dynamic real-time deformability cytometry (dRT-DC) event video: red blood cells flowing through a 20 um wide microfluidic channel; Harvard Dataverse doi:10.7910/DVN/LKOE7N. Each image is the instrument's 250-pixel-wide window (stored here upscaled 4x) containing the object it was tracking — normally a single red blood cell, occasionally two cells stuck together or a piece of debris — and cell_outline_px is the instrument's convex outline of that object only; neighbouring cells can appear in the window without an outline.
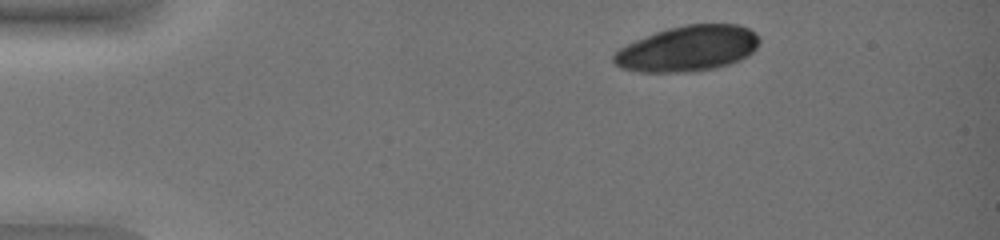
{"species": "common noctule bat (a hibernating species)", "species_latin": "Nyctalus noctula", "temperature_condition": "warm", "stored_images_in_passage": 33, "camera_frame_rate_fps": 3000, "um_per_image_px": 0.085, "animal": {"sex": "female", "body_mass_g": 19.0, "forearm_length_mm": 51.5}, "frame": {"image": 1, "passage_image": 1, "time_ms": 0.0, "image_size_px": [1000, 240], "cell_outline_px": [[760, 40], [756, 48], [748, 56], [740, 60], [716, 68], [692, 72], [640, 72], [620, 68], [612, 60], [612, 56], [620, 48], [636, 40], [656, 32], [668, 28], [688, 24], [740, 24], [756, 32], [760, 36]], "centroid_in_image_um": [58.5, 4.13], "position_along_channel_um": 26.5, "area_um2": 38.84}}